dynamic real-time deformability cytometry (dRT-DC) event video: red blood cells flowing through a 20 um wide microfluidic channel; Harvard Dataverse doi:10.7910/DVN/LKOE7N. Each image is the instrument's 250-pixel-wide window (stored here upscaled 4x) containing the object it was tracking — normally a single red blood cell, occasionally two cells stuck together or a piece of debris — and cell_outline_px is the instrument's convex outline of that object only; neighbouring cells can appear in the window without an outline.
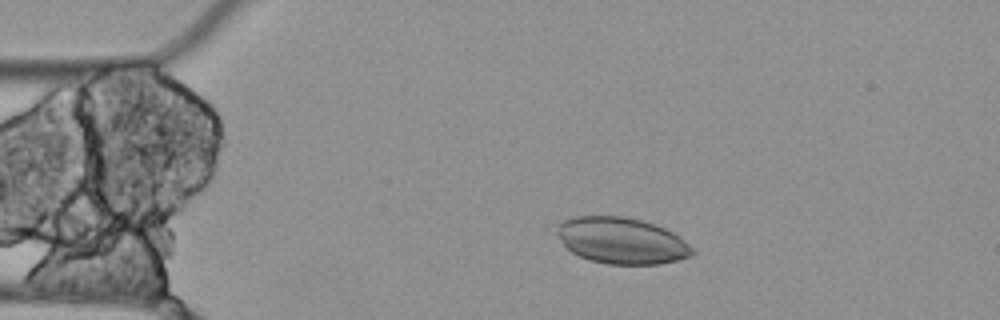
{"species": "Egyptian fruit bat (a non-hibernating species)", "species_latin": "Rousettus aegyptiacus", "temperature_condition": "cold", "stored_images_in_passage": 3, "camera_frame_rate_fps": 3000, "um_per_image_px": 0.085, "animal": {"sex": "female"}, "frame": {"image": 1, "passage_image": 3, "time_ms": 0.667, "image_size_px": [1000, 320], "cell_outline_px": [[696, 252], [692, 256], [676, 260], [656, 264], [608, 264], [588, 260], [572, 252], [564, 244], [556, 232], [556, 224], [564, 220], [576, 216], [624, 216], [640, 220], [664, 228], [680, 236]], "centroid_in_image_um": [52.83, 20.45], "position_along_channel_um": 32.2, "area_um2": 36.41}}